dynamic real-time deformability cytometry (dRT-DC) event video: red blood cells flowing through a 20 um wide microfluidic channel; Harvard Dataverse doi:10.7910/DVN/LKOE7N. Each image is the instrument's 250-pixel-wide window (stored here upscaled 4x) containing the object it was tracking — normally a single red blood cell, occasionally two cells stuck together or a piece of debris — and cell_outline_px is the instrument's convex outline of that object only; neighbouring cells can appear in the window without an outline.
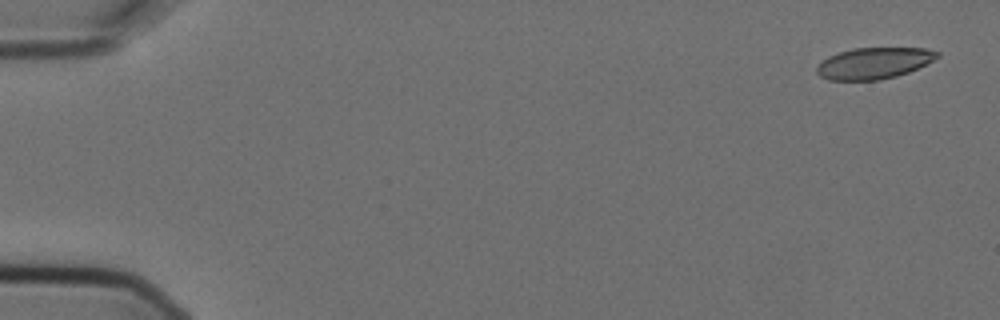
{"species": "Egyptian fruit bat (a non-hibernating species)", "species_latin": "Rousettus aegyptiacus", "temperature_condition": "cold", "stored_images_in_passage": 5, "camera_frame_rate_fps": 3000, "um_per_image_px": 0.085, "animal": {"sex": "female"}, "frame": {"image": 1, "passage_image": 1, "time_ms": 0.0, "image_size_px": [1000, 320], "cell_outline_px": [[940, 56], [908, 72], [896, 76], [880, 80], [828, 80], [820, 76], [816, 72], [816, 68], [828, 56], [852, 48], [924, 48], [940, 52]], "centroid_in_image_um": [74.26, 5.37], "position_along_channel_um": 10.7, "area_um2": 21.79}}
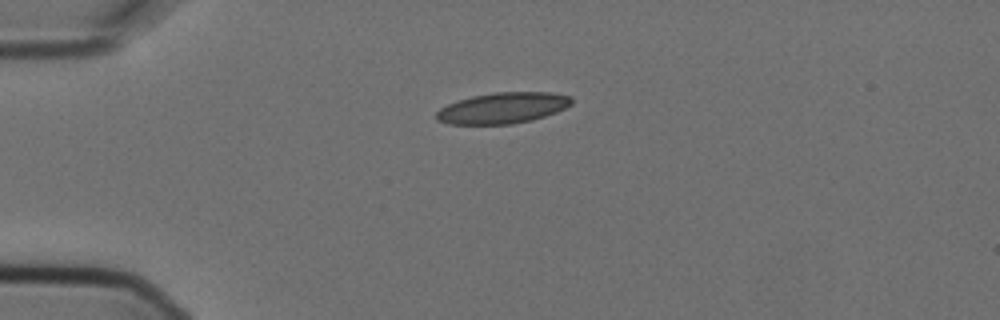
{"frame": {"image": 2, "passage_image": 3, "time_ms": 0.667, "image_size_px": [1000, 320], "cell_outline_px": [[572, 104], [556, 112], [532, 120], [512, 124], [448, 124], [436, 120], [436, 112], [440, 108], [448, 104], [472, 96], [496, 92], [552, 92], [572, 96]], "centroid_in_image_um": [42.74, 9.18], "position_along_channel_um": 42.3, "area_um2": 24.39}}
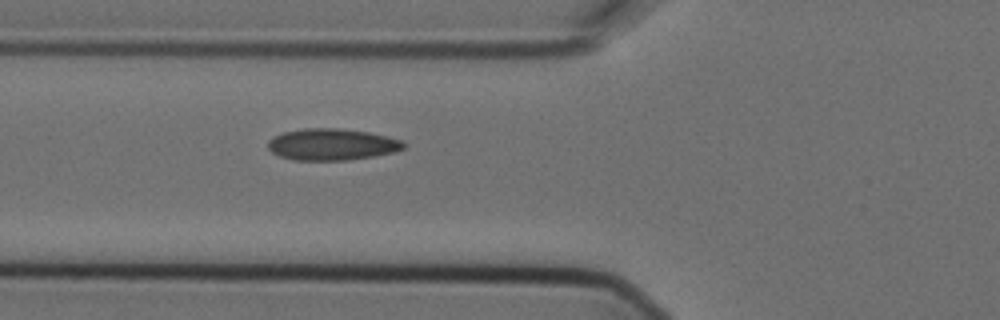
{"frame": {"image": 3, "passage_image": 5, "time_ms": 1.333, "image_size_px": [1000, 320], "cell_outline_px": [[404, 148], [392, 152], [372, 156], [348, 160], [292, 160], [280, 156], [272, 152], [268, 148], [268, 140], [272, 136], [284, 132], [304, 128], [340, 128], [368, 132], [400, 140], [404, 144]], "centroid_in_image_um": [28.14, 12.27], "position_along_channel_um": 97.7, "area_um2": 24.8}}